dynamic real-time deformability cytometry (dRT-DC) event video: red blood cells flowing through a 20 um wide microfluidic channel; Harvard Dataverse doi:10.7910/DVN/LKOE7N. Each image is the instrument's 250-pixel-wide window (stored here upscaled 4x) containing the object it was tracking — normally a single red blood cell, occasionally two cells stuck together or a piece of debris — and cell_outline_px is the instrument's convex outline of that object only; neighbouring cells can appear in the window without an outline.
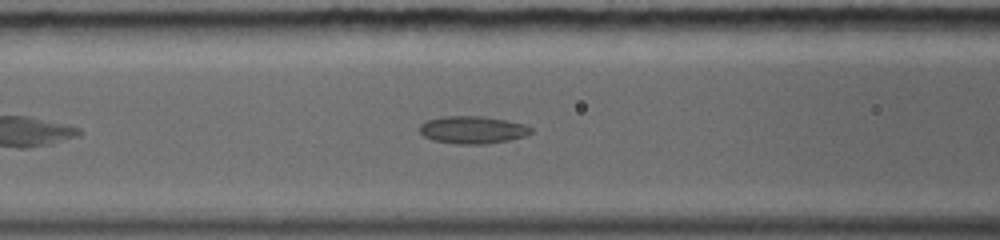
{"species": "common noctule bat (a hibernating species)", "species_latin": "Nyctalus noctula", "temperature_condition": "warm", "stored_images_in_passage": 38, "camera_frame_rate_fps": 5000, "um_per_image_px": 0.085, "animal": {"sex": "female", "body_mass_g": 19.0, "forearm_length_mm": 56.7}, "frame": {"image": 1, "passage_image": 7, "time_ms": 1.4, "image_size_px": [1000, 240], "cell_outline_px": [[532, 132], [524, 136], [508, 140], [484, 144], [456, 144], [432, 140], [424, 136], [420, 132], [420, 124], [428, 120], [440, 116], [484, 116], [508, 120], [524, 124], [532, 128]], "centroid_in_image_um": [40.16, 11.03], "position_along_channel_um": 126.4, "area_um2": 17.92}}
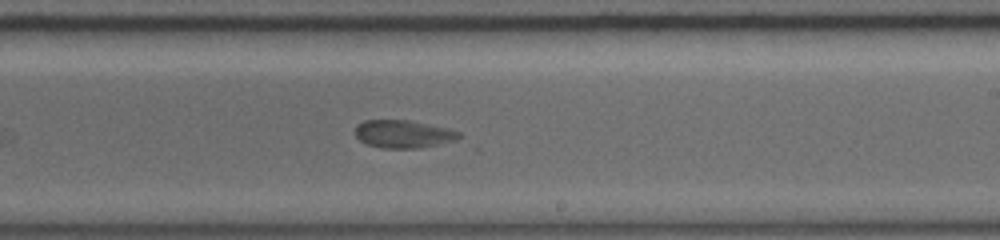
{"frame": {"image": 2, "passage_image": 21, "time_ms": 4.6, "image_size_px": [1000, 240], "cell_outline_px": [[464, 136], [456, 140], [420, 148], [384, 148], [368, 144], [360, 140], [352, 132], [356, 124], [364, 120], [408, 120], [448, 128], [460, 132]], "centroid_in_image_um": [34.27, 11.38], "position_along_channel_um": 254.7, "area_um2": 16.99}}
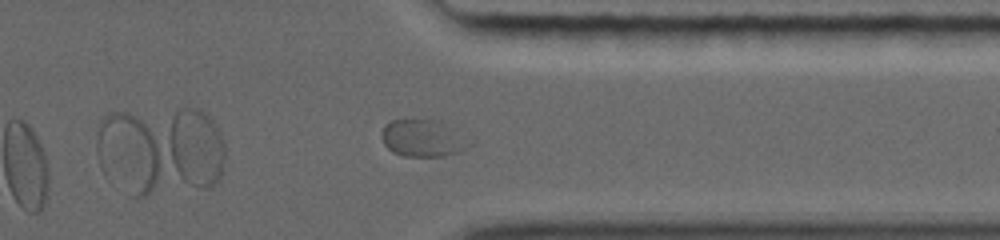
{"frame": {"image": 3, "passage_image": 35, "time_ms": 7.6, "image_size_px": [1000, 240], "cell_outline_px": [[476, 140], [472, 144], [460, 152], [444, 156], [404, 156], [392, 152], [384, 144], [380, 136], [380, 132], [384, 124], [392, 120], [440, 120], [452, 124]], "centroid_in_image_um": [36.06, 11.73], "position_along_channel_um": 375.3, "area_um2": 19.94}}